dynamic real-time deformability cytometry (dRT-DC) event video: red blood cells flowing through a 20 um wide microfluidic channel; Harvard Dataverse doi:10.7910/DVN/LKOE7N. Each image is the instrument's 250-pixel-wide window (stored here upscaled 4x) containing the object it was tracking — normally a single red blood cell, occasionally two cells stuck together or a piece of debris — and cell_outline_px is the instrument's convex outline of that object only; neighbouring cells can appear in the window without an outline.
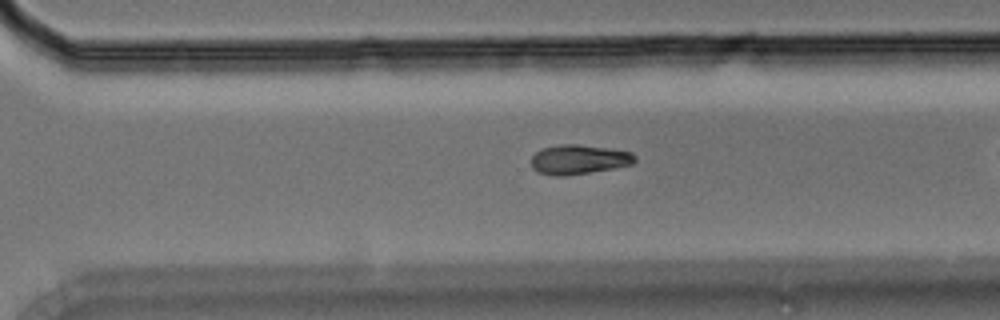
{"species": "Egyptian fruit bat (a non-hibernating species)", "species_latin": "Rousettus aegyptiacus", "temperature_condition": "room temperature", "stored_images_in_passage": 27, "camera_frame_rate_fps": 3000, "um_per_image_px": 0.085, "animal": {"sex": "male"}, "frame": {"image": 1, "passage_image": 23, "time_ms": 7.333, "image_size_px": [1000, 320], "cell_outline_px": [[636, 160], [632, 164], [612, 168], [564, 176], [556, 176], [540, 172], [532, 168], [532, 156], [540, 148], [560, 144], [576, 144], [632, 152], [636, 156]], "centroid_in_image_um": [49.18, 13.54], "position_along_channel_um": 321.4, "area_um2": 17.57}}